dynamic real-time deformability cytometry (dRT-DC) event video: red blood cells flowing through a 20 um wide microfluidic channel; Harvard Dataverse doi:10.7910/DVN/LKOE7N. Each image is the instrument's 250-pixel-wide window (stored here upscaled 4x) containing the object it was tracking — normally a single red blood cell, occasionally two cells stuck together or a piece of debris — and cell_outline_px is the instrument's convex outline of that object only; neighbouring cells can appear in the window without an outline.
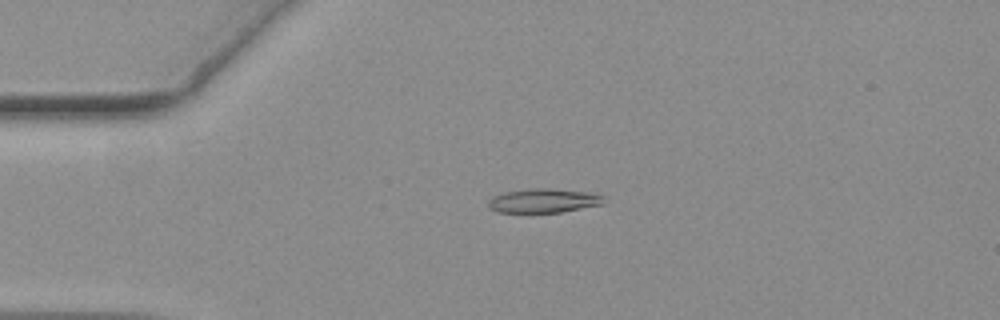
{"species": "common noctule bat (a hibernating species)", "species_latin": "Nyctalus noctula", "temperature_condition": "warm", "stored_images_in_passage": 45, "camera_frame_rate_fps": 3000, "um_per_image_px": 0.085, "animal": {"sex": "female", "body_mass_g": 19.3, "forearm_length_mm": 54.1}, "frame": {"image": 1, "passage_image": 2, "time_ms": 0.333, "image_size_px": [1000, 320], "cell_outline_px": [[608, 200], [604, 204], [560, 212], [496, 212], [488, 208], [488, 200], [492, 196], [504, 192], [532, 188], [548, 188], [596, 192], [604, 196]], "centroid_in_image_um": [46.26, 17.04], "position_along_channel_um": 38.7, "area_um2": 16.59}}
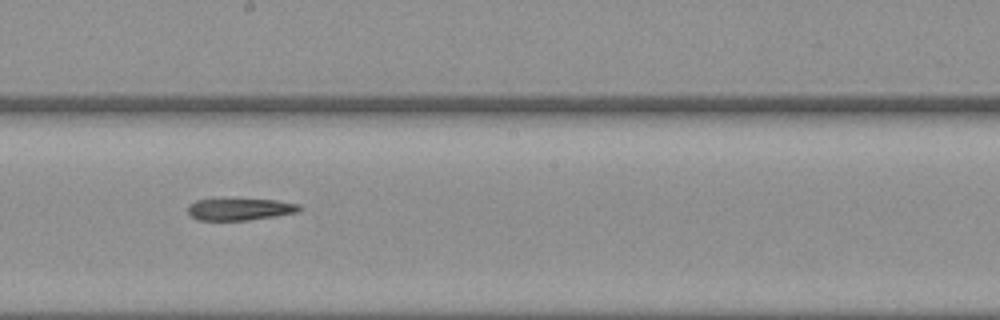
{"frame": {"image": 2, "passage_image": 20, "time_ms": 6.333, "image_size_px": [1000, 320], "cell_outline_px": [[304, 208], [296, 212], [276, 216], [244, 220], [196, 220], [188, 212], [188, 204], [196, 200], [276, 200], [300, 204]], "centroid_in_image_um": [20.41, 17.79], "position_along_channel_um": 227.8, "area_um2": 13.99}}
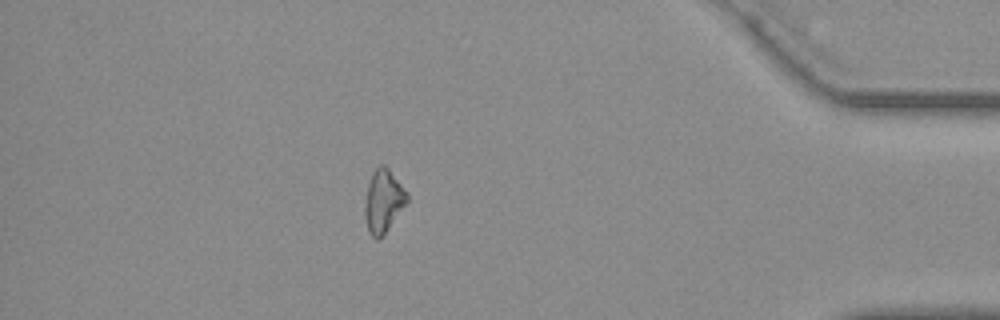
{"frame": {"image": 3, "passage_image": 38, "time_ms": 12.333, "image_size_px": [1000, 320], "cell_outline_px": [[408, 200], [384, 232], [376, 240], [368, 232], [364, 216], [364, 204], [368, 184], [372, 172], [380, 164], [384, 164], [388, 168], [408, 192]], "centroid_in_image_um": [32.56, 17.04], "position_along_channel_um": 402.6, "area_um2": 15.2}}